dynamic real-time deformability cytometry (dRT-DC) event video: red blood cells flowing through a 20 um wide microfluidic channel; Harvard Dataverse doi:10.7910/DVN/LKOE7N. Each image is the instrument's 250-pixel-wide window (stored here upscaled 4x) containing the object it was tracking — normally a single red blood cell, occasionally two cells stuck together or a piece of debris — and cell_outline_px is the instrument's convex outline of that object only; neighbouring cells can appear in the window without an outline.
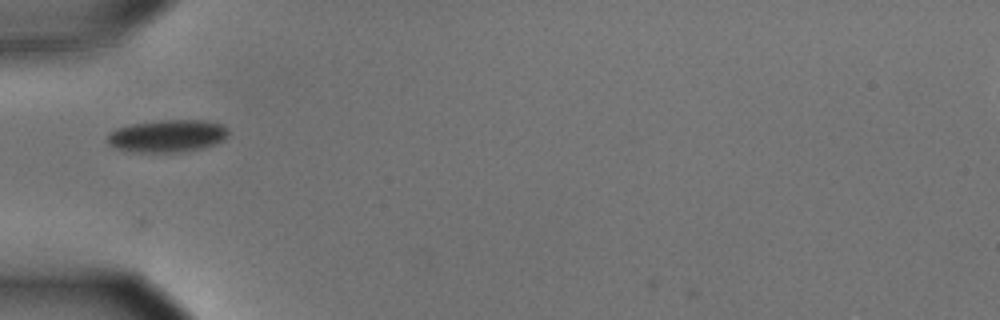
{"species": "common noctule bat (a hibernating species)", "species_latin": "Nyctalus noctula", "temperature_condition": "cold", "stored_images_in_passage": 23, "camera_frame_rate_fps": 3000, "um_per_image_px": 0.085, "animal": {"sex": "male", "body_mass_g": 15.6}, "frame": {"image": 1, "passage_image": 1, "time_ms": 0.0, "image_size_px": [1000, 320], "cell_outline_px": [[228, 132], [224, 140], [216, 144], [200, 148], [176, 152], [132, 152], [116, 148], [108, 144], [108, 132], [116, 128], [132, 124], [160, 120], [208, 120], [220, 124], [228, 128]], "centroid_in_image_um": [14.22, 11.55], "position_along_channel_um": 70.8, "area_um2": 22.89}}
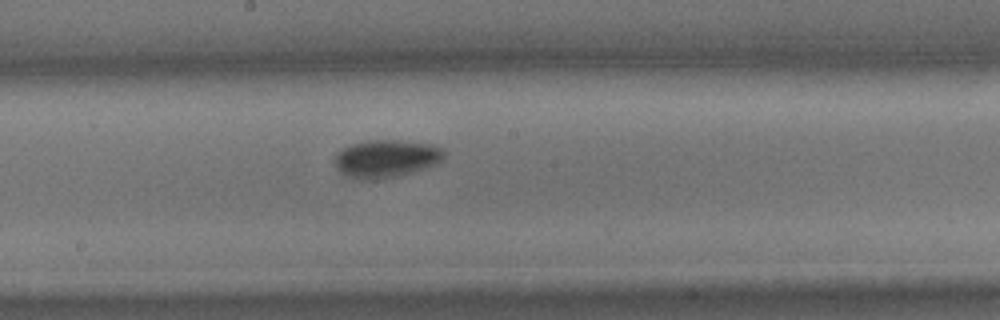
{"frame": {"image": 2, "passage_image": 13, "time_ms": 4.0, "image_size_px": [1000, 320], "cell_outline_px": [[444, 156], [436, 164], [396, 176], [376, 180], [364, 180], [340, 172], [336, 164], [336, 152], [340, 148], [352, 144], [368, 140], [400, 140], [432, 144], [444, 148]], "centroid_in_image_um": [32.82, 13.46], "position_along_channel_um": 215.4, "area_um2": 23.81}}
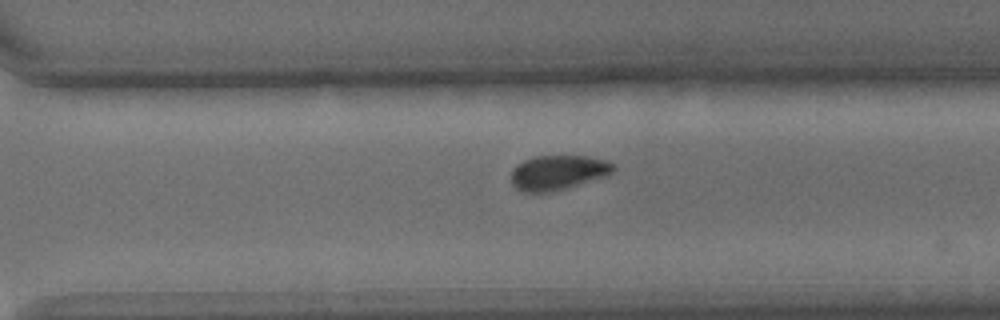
{"frame": {"image": 3, "passage_image": 22, "time_ms": 7.0, "image_size_px": [1000, 320], "cell_outline_px": [[616, 168], [608, 176], [552, 192], [524, 192], [516, 188], [512, 184], [512, 168], [516, 164], [524, 160], [536, 156], [588, 156], [608, 160], [616, 164]], "centroid_in_image_um": [47.47, 14.66], "position_along_channel_um": 323.1, "area_um2": 20.92}}